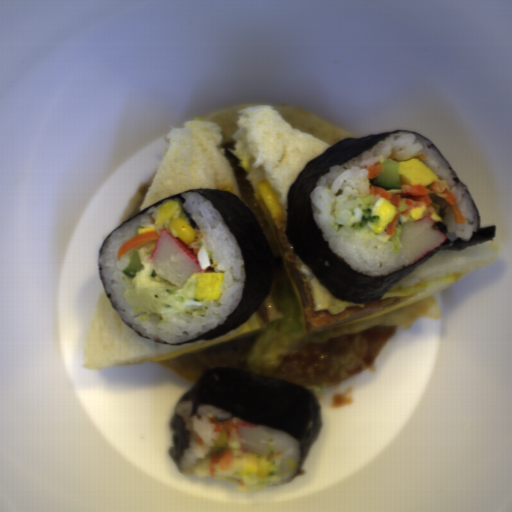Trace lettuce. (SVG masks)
<instances>
[{
  "label": "lettuce",
  "instance_id": "9fb2a089",
  "mask_svg": "<svg viewBox=\"0 0 512 512\" xmlns=\"http://www.w3.org/2000/svg\"><path fill=\"white\" fill-rule=\"evenodd\" d=\"M274 264L271 289L257 310L258 331L248 353L249 372L276 376L289 358L311 343L360 333L372 327H409L421 317L440 318L441 307L433 297L388 314L323 332H308L301 292L277 244L272 222L260 224Z\"/></svg>",
  "mask_w": 512,
  "mask_h": 512
}]
</instances>
